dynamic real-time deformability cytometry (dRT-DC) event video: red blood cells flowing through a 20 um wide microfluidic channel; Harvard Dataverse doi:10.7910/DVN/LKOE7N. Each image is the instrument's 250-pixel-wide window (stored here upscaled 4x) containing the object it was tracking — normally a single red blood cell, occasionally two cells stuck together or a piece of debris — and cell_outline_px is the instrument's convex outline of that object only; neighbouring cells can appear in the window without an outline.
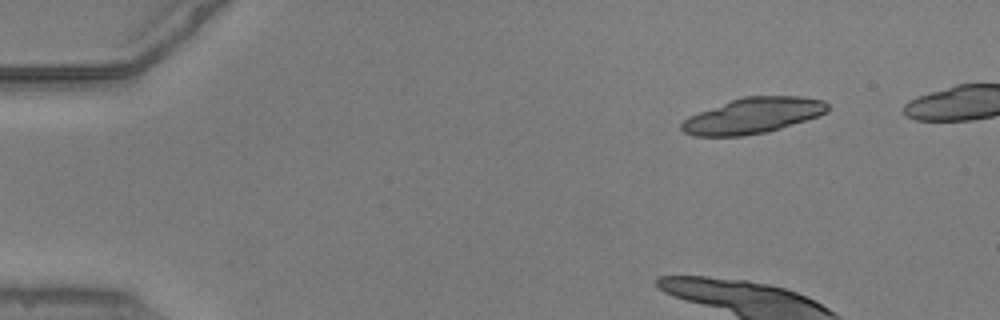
{"species": "common noctule bat (a hibernating species)", "species_latin": "Nyctalus noctula", "temperature_condition": "warm", "stored_images_in_passage": 22, "camera_frame_rate_fps": 3000, "um_per_image_px": 0.085, "animal": {"sex": "male", "body_mass_g": 20.5, "forearm_length_mm": 52.5}, "frame": {"image": 1, "passage_image": 1, "time_ms": 0.0, "image_size_px": [1000, 320], "cell_outline_px": [[828, 112], [820, 116], [768, 132], [740, 136], [696, 136], [684, 132], [680, 128], [680, 124], [688, 116], [732, 100], [744, 96], [800, 96], [824, 100], [828, 104]], "centroid_in_image_um": [64.03, 9.83], "position_along_channel_um": 21.0, "area_um2": 30.35}}